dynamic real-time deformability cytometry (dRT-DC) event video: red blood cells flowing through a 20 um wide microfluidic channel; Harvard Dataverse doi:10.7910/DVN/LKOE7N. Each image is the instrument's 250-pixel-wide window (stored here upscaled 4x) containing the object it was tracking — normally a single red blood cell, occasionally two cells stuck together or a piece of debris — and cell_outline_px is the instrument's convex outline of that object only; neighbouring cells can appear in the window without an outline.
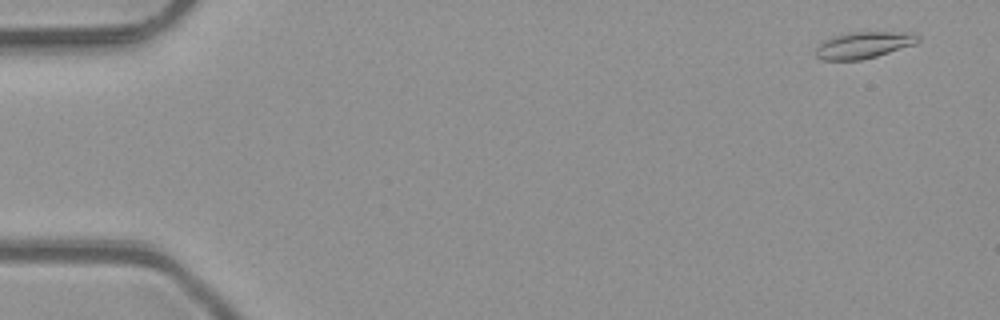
{"species": "common noctule bat (a hibernating species)", "species_latin": "Nyctalus noctula", "temperature_condition": "room temperature", "stored_images_in_passage": 51, "camera_frame_rate_fps": 3000, "um_per_image_px": 0.085, "animal": {"sex": "male", "body_mass_g": 23.1, "forearm_length_mm": 52.7}, "frame": {"image": 1, "passage_image": 3, "time_ms": 0.667, "image_size_px": [1000, 320], "cell_outline_px": [[920, 40], [916, 44], [876, 56], [860, 60], [824, 60], [816, 56], [816, 48], [824, 40], [832, 36], [852, 32], [888, 32], [920, 36]], "centroid_in_image_um": [73.36, 3.84], "position_along_channel_um": 11.6, "area_um2": 15.49}}
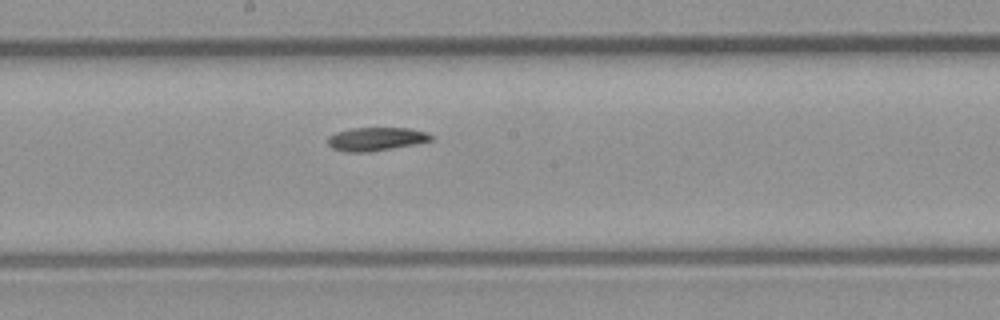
{"frame": {"image": 2, "passage_image": 28, "time_ms": 9.0, "image_size_px": [1000, 320], "cell_outline_px": [[432, 140], [416, 144], [368, 152], [344, 152], [332, 148], [328, 144], [328, 136], [336, 132], [352, 128], [408, 128], [428, 132], [432, 136]], "centroid_in_image_um": [31.95, 11.81], "position_along_channel_um": 216.2, "area_um2": 14.1}}
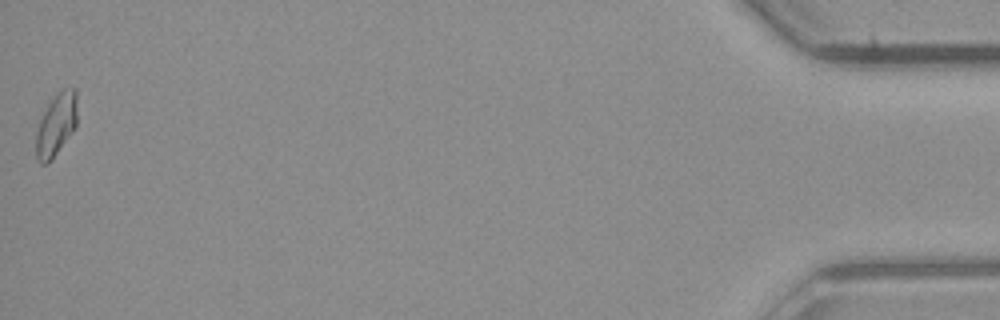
{"frame": {"image": 3, "passage_image": 51, "time_ms": 16.667, "image_size_px": [1000, 320], "cell_outline_px": [[76, 124], [48, 164], [40, 164], [36, 156], [36, 132], [40, 120], [48, 104], [64, 88], [76, 88]], "centroid_in_image_um": [4.75, 10.61], "position_along_channel_um": 430.4, "area_um2": 14.39}}